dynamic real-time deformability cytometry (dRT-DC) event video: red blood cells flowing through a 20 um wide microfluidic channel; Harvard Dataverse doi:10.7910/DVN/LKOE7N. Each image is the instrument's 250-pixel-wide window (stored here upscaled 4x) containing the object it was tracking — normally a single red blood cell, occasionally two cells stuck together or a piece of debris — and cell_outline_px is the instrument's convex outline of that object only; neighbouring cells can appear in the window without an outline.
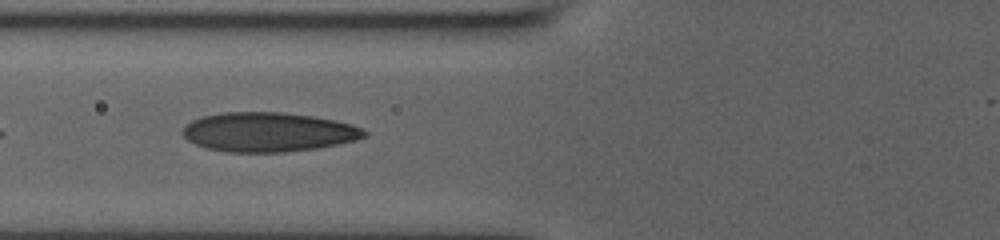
{"species": "human", "species_latin": "Homo sapiens", "temperature_condition": "room temperature", "stored_images_in_passage": 27, "camera_frame_rate_fps": 3000, "um_per_image_px": 0.085, "donor": {"sex": "male"}, "frame": {"image": 1, "passage_image": 4, "time_ms": 1.333, "image_size_px": [1000, 240], "cell_outline_px": [[368, 136], [356, 140], [316, 148], [284, 152], [228, 152], [208, 148], [196, 144], [188, 140], [180, 132], [184, 124], [200, 116], [224, 112], [284, 112], [312, 116], [336, 120], [352, 124], [364, 128], [368, 132]], "centroid_in_image_um": [22.8, 11.21], "position_along_channel_um": 103.0, "area_um2": 41.96}}
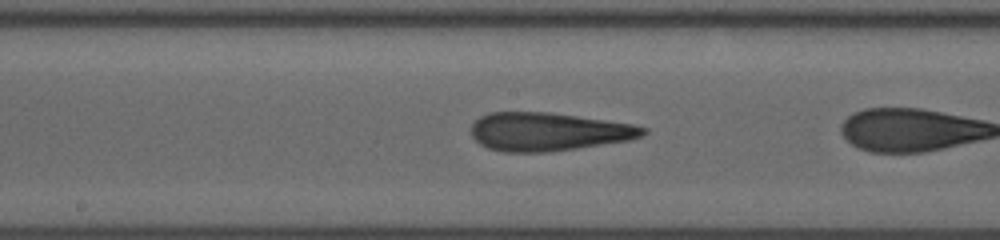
{"frame": {"image": 2, "passage_image": 9, "time_ms": 3.0, "image_size_px": [1000, 240], "cell_outline_px": [[648, 132], [640, 136], [628, 140], [576, 148], [544, 152], [504, 152], [488, 148], [480, 144], [472, 136], [472, 124], [480, 116], [488, 112], [552, 112], [632, 124], [648, 128]], "centroid_in_image_um": [46.58, 11.18], "position_along_channel_um": 201.6, "area_um2": 38.21}}
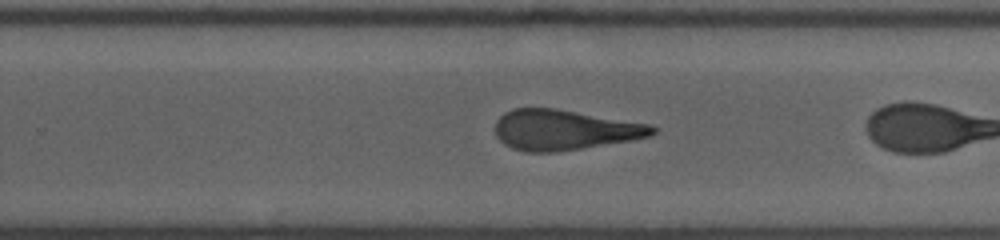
{"frame": {"image": 3, "passage_image": 15, "time_ms": 5.0, "image_size_px": [1000, 240], "cell_outline_px": [[656, 132], [648, 136], [632, 140], [556, 152], [528, 152], [512, 148], [504, 144], [496, 136], [496, 120], [504, 112], [512, 108], [556, 108], [648, 124], [656, 128]], "centroid_in_image_um": [47.92, 11.03], "position_along_channel_um": 281.9, "area_um2": 36.7}}